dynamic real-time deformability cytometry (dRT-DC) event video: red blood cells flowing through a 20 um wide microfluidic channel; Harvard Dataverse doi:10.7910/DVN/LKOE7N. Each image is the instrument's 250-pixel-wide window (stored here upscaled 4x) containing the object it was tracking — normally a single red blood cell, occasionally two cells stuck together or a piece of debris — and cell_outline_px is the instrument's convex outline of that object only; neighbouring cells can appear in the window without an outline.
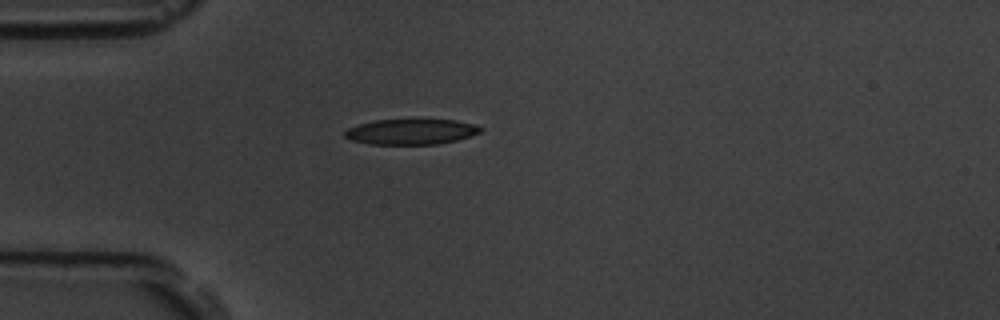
{"species": "common noctule bat (a hibernating species)", "species_latin": "Nyctalus noctula", "temperature_condition": "room temperature", "stored_images_in_passage": 2, "camera_frame_rate_fps": 3000, "um_per_image_px": 0.085, "animal": {"sex": "male", "body_mass_g": 19.5, "forearm_length_mm": 54.6}, "frame": {"image": 1, "passage_image": 1, "time_ms": 0.0, "image_size_px": [1000, 320], "cell_outline_px": [[484, 128], [480, 132], [456, 140], [436, 144], [368, 144], [352, 140], [344, 136], [344, 132], [348, 128], [372, 120], [412, 116], [456, 120], [476, 124]], "centroid_in_image_um": [34.95, 11.13], "position_along_channel_um": 50.0, "area_um2": 21.21}}